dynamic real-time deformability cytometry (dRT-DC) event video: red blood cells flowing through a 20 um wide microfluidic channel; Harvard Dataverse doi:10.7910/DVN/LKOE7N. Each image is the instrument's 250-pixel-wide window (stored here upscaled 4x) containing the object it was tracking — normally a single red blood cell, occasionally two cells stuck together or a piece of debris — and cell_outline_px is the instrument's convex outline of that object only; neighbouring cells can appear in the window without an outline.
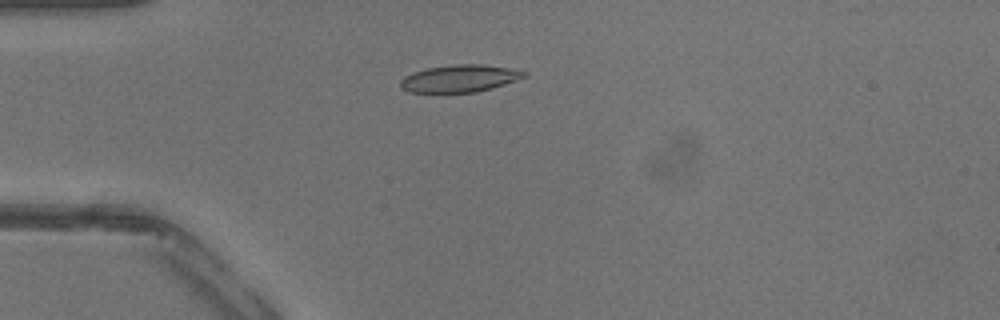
{"species": "common noctule bat (a hibernating species)", "species_latin": "Nyctalus noctula", "temperature_condition": "warm", "stored_images_in_passage": 11, "camera_frame_rate_fps": 3000, "um_per_image_px": 0.085, "animal": {"sex": "male", "body_mass_g": 13.3}, "frame": {"image": 1, "passage_image": 9, "time_ms": 2.667, "image_size_px": [1000, 320], "cell_outline_px": [[528, 76], [492, 88], [476, 92], [408, 92], [400, 88], [400, 80], [404, 76], [412, 72], [428, 68], [452, 64], [484, 64], [508, 68], [528, 72]], "centroid_in_image_um": [39.06, 6.66], "position_along_channel_um": 45.9, "area_um2": 19.71}}